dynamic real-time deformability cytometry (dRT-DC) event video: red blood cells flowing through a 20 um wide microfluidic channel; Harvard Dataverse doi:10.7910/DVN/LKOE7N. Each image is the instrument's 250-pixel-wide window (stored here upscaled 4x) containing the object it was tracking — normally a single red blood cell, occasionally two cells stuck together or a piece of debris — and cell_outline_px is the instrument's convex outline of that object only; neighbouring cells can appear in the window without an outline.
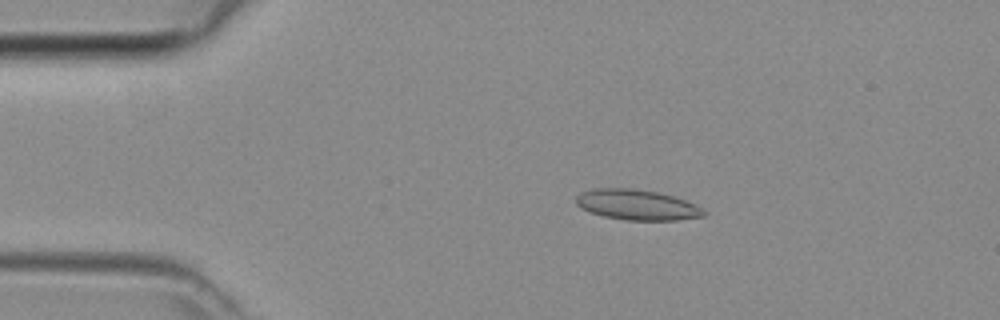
{"species": "common noctule bat (a hibernating species)", "species_latin": "Nyctalus noctula", "temperature_condition": "room temperature", "stored_images_in_passage": 46, "camera_frame_rate_fps": 3000, "um_per_image_px": 0.085, "animal": {"sex": "female", "body_mass_g": 29.2, "forearm_length_mm": 56.3}, "frame": {"image": 1, "passage_image": 9, "time_ms": 2.667, "image_size_px": [1000, 320], "cell_outline_px": [[708, 212], [704, 216], [676, 220], [628, 220], [604, 216], [580, 208], [576, 204], [576, 196], [580, 192], [596, 188], [632, 188], [656, 192], [672, 196], [684, 200]], "centroid_in_image_um": [54.11, 17.4], "position_along_channel_um": 30.9, "area_um2": 22.37}}
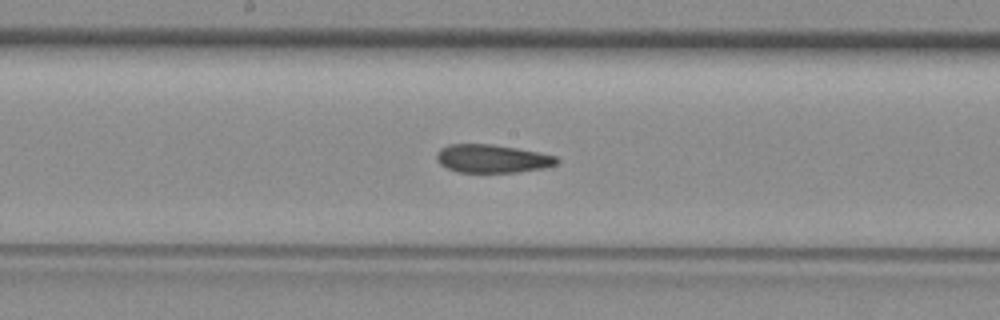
{"frame": {"image": 2, "passage_image": 24, "time_ms": 7.667, "image_size_px": [1000, 320], "cell_outline_px": [[560, 164], [544, 168], [516, 172], [456, 172], [440, 164], [436, 160], [436, 152], [440, 148], [448, 144], [492, 144], [516, 148], [556, 156], [560, 160]], "centroid_in_image_um": [41.83, 13.48], "position_along_channel_um": 206.4, "area_um2": 19.88}}
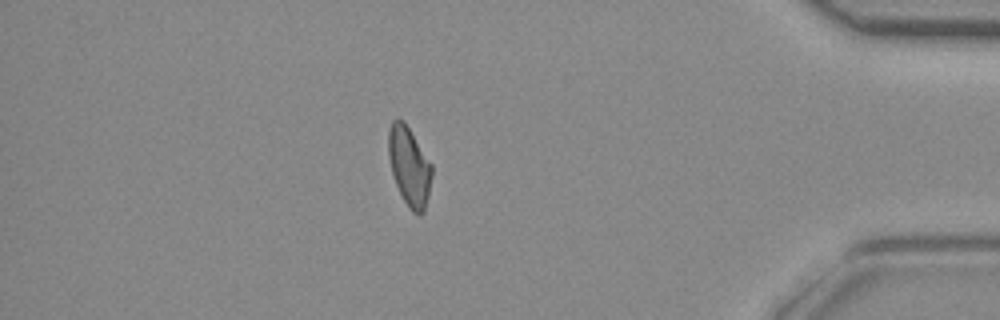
{"frame": {"image": 3, "passage_image": 40, "time_ms": 13.0, "image_size_px": [1000, 320], "cell_outline_px": [[432, 176], [428, 196], [424, 212], [420, 216], [412, 212], [408, 208], [396, 184], [392, 172], [388, 156], [388, 132], [392, 120], [404, 120], [432, 164]], "centroid_in_image_um": [34.79, 14.15], "position_along_channel_um": 400.4, "area_um2": 20.0}}